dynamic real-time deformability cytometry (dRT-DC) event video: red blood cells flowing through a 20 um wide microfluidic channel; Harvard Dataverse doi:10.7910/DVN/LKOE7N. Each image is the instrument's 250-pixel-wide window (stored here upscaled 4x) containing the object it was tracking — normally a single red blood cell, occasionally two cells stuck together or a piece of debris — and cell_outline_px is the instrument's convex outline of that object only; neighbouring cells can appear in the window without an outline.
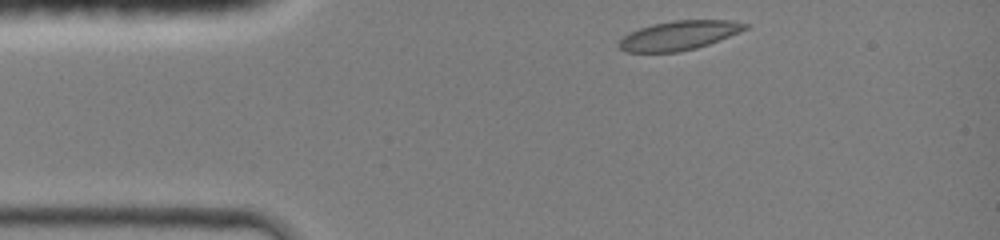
{"species": "common noctule bat (a hibernating species)", "species_latin": "Nyctalus noctula", "temperature_condition": "room temperature", "stored_images_in_passage": 33, "camera_frame_rate_fps": 3000, "um_per_image_px": 0.085, "animal": {"sex": "female", "body_mass_g": 19.0, "forearm_length_mm": 51.5}, "frame": {"image": 1, "passage_image": 1, "time_ms": 0.0, "image_size_px": [1000, 240], "cell_outline_px": [[748, 28], [740, 32], [708, 44], [696, 48], [680, 52], [624, 52], [616, 44], [628, 32], [652, 24], [672, 20], [732, 20], [748, 24]], "centroid_in_image_um": [57.69, 3.01], "position_along_channel_um": 27.3, "area_um2": 21.56}}
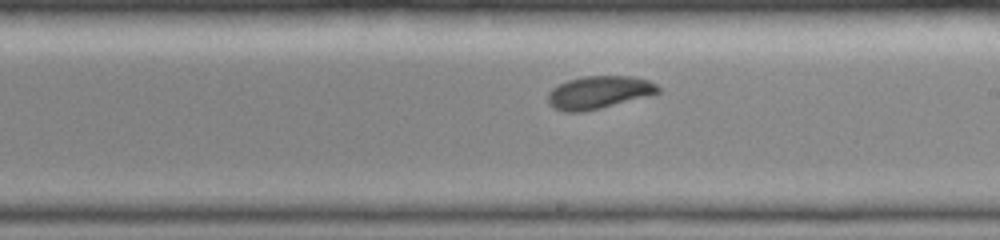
{"frame": {"image": 2, "passage_image": 19, "time_ms": 6.0, "image_size_px": [1000, 240], "cell_outline_px": [[660, 92], [652, 96], [600, 108], [580, 112], [564, 112], [552, 108], [548, 100], [548, 92], [552, 88], [568, 80], [584, 76], [632, 76], [648, 80], [656, 84], [660, 88]], "centroid_in_image_um": [50.93, 7.86], "position_along_channel_um": 238.1, "area_um2": 21.21}}
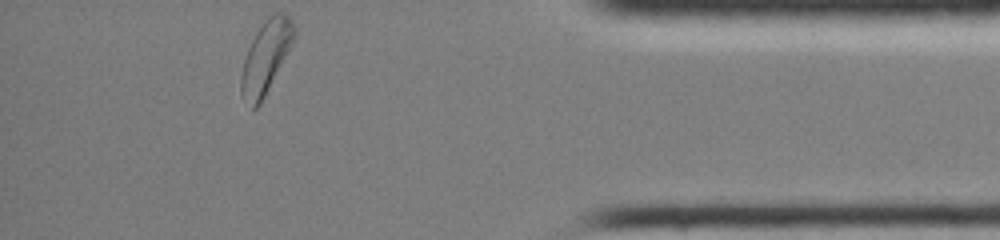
{"frame": {"image": 3, "passage_image": 33, "time_ms": 10.667, "image_size_px": [1000, 240], "cell_outline_px": [[296, 32], [292, 44], [260, 104], [256, 108], [252, 108], [240, 92], [240, 76], [244, 60], [248, 48], [256, 32], [264, 20], [272, 12], [284, 12], [292, 20], [296, 28]], "centroid_in_image_um": [22.6, 4.79], "position_along_channel_um": 412.6, "area_um2": 22.14}, "authors_computed_cell_mechanics": {"area_um2": 21.2704, "velocity_mm_per_s": 4.2919, "shape_relaxation_time_tau1_ms": 3.1657, "shape_relaxation_time_tau2_ms": null, "deformation_change_tau1": 0.106, "deformation_change_tau2": null}}